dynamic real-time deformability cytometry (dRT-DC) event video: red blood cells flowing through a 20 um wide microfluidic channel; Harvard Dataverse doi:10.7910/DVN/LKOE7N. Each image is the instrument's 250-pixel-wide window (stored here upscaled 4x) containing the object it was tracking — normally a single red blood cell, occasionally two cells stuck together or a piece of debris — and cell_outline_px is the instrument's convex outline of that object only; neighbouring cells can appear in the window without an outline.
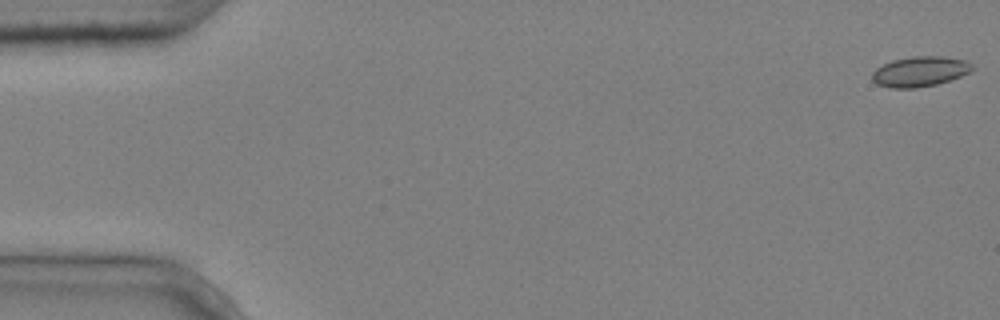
{"species": "common noctule bat (a hibernating species)", "species_latin": "Nyctalus noctula", "temperature_condition": "cold", "stored_images_in_passage": 5, "camera_frame_rate_fps": 3000, "um_per_image_px": 0.085, "animal": {"sex": "male", "body_mass_g": 20.4}, "frame": {"image": 1, "passage_image": 1, "time_ms": 0.0, "image_size_px": [1000, 320], "cell_outline_px": [[976, 68], [960, 76], [936, 84], [916, 88], [892, 88], [876, 84], [872, 80], [872, 72], [876, 68], [892, 60], [912, 56], [944, 56], [968, 60]], "centroid_in_image_um": [78.2, 6.07], "position_along_channel_um": 6.8, "area_um2": 17.69}}
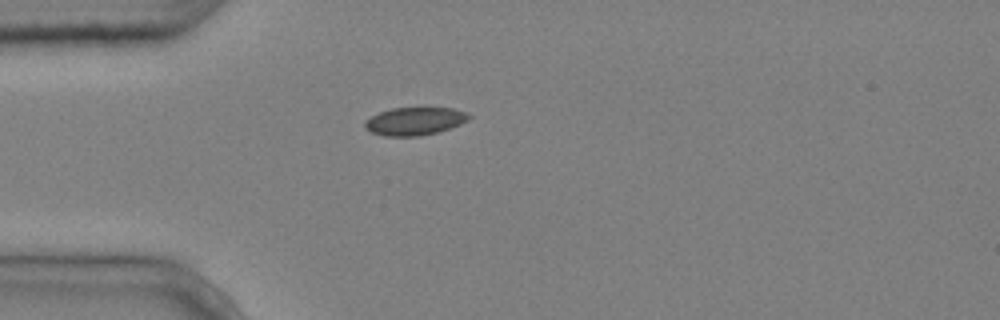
{"frame": {"image": 2, "passage_image": 5, "time_ms": 1.333, "image_size_px": [1000, 320], "cell_outline_px": [[472, 116], [468, 120], [460, 124], [436, 132], [420, 136], [384, 136], [372, 132], [364, 128], [364, 120], [380, 112], [392, 108], [452, 108], [468, 112]], "centroid_in_image_um": [35.24, 10.3], "position_along_channel_um": 49.8, "area_um2": 16.88}}